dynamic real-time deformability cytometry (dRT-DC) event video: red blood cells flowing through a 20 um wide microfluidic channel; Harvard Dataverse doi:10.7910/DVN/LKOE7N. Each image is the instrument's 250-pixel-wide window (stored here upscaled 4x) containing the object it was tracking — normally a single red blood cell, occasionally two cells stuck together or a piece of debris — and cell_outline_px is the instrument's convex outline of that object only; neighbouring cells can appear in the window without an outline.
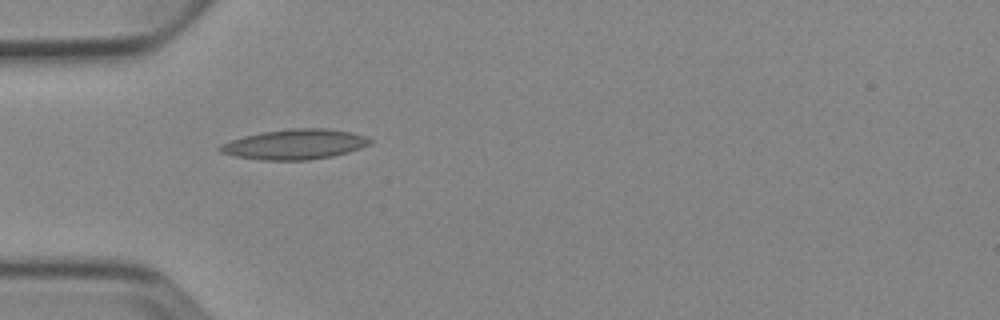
{"species": "Egyptian fruit bat (a non-hibernating species)", "species_latin": "Rousettus aegyptiacus", "temperature_condition": "cold", "stored_images_in_passage": 2, "camera_frame_rate_fps": 3000, "um_per_image_px": 0.085, "animal": {"sex": "female"}, "frame": {"image": 1, "passage_image": 1, "time_ms": 0.0, "image_size_px": [1000, 320], "cell_outline_px": [[372, 140], [368, 144], [360, 148], [348, 152], [332, 156], [308, 160], [260, 160], [236, 156], [220, 152], [216, 148], [220, 144], [244, 136], [260, 132], [292, 128], [324, 128], [352, 132], [364, 136]], "centroid_in_image_um": [25.02, 12.26], "position_along_channel_um": 60.0, "area_um2": 26.24}}
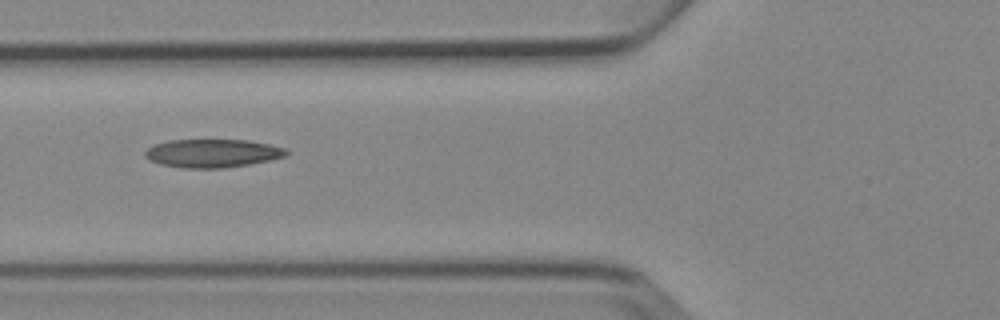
{"frame": {"image": 2, "passage_image": 2, "time_ms": 1.333, "image_size_px": [1000, 320], "cell_outline_px": [[288, 156], [272, 160], [224, 168], [184, 168], [160, 164], [148, 160], [144, 156], [144, 152], [152, 144], [168, 140], [248, 140], [288, 148]], "centroid_in_image_um": [18.06, 13.02], "position_along_channel_um": 107.7, "area_um2": 23.58}}